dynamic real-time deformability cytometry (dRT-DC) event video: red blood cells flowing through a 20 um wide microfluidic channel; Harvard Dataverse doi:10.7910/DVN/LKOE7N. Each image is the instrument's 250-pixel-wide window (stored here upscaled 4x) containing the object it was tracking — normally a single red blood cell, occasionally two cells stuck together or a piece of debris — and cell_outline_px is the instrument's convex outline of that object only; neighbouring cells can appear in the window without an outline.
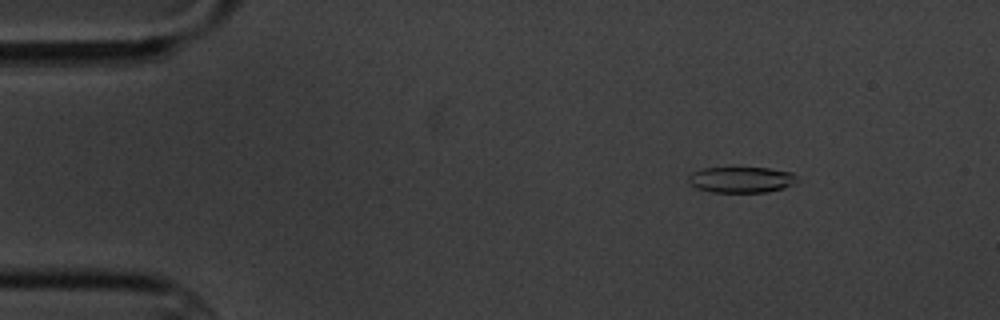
{"species": "common noctule bat (a hibernating species)", "species_latin": "Nyctalus noctula", "temperature_condition": "cold", "stored_images_in_passage": 7, "camera_frame_rate_fps": 3000, "um_per_image_px": 0.085, "animal": {"sex": "male", "body_mass_g": 20.1, "forearm_length_mm": 53.5}, "frame": {"image": 1, "passage_image": 3, "time_ms": 2.333, "image_size_px": [1000, 320], "cell_outline_px": [[800, 180], [784, 188], [764, 192], [712, 192], [696, 188], [688, 180], [688, 176], [692, 172], [704, 168], [768, 168], [792, 172]], "centroid_in_image_um": [63.02, 15.27], "position_along_channel_um": 22.0, "area_um2": 16.36}}
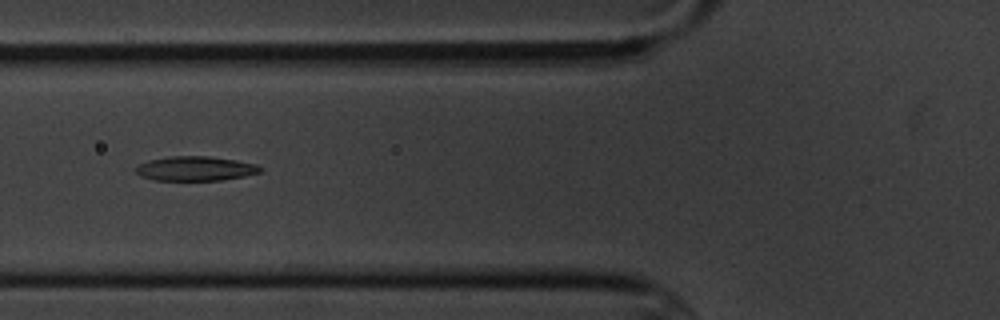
{"frame": {"image": 2, "passage_image": 7, "time_ms": 7.0, "image_size_px": [1000, 320], "cell_outline_px": [[264, 168], [260, 172], [244, 176], [220, 180], [152, 180], [140, 176], [136, 172], [136, 164], [148, 160], [168, 156], [208, 156], [236, 160], [256, 164]], "centroid_in_image_um": [16.57, 14.32], "position_along_channel_um": 109.2, "area_um2": 17.86}}